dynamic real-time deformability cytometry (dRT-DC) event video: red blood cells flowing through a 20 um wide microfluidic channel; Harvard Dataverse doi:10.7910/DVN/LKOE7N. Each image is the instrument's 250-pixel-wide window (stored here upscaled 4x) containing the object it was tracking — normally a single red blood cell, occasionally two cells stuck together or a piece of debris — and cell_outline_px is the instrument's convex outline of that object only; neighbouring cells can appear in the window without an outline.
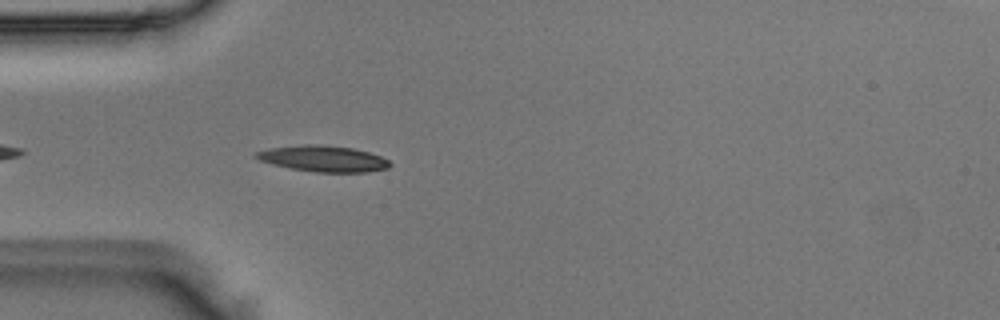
{"species": "Egyptian fruit bat (a non-hibernating species)", "species_latin": "Rousettus aegyptiacus", "temperature_condition": "room temperature", "stored_images_in_passage": 19, "camera_frame_rate_fps": 3000, "um_per_image_px": 0.085, "animal": {"sex": "male"}, "frame": {"image": 1, "passage_image": 3, "time_ms": 0.667, "image_size_px": [1000, 320], "cell_outline_px": [[392, 164], [388, 168], [368, 172], [316, 172], [288, 168], [272, 164], [260, 160], [256, 156], [256, 152], [268, 148], [304, 144], [316, 144], [352, 148], [368, 152], [380, 156], [388, 160]], "centroid_in_image_um": [27.48, 13.49], "position_along_channel_um": 57.5, "area_um2": 20.23}}
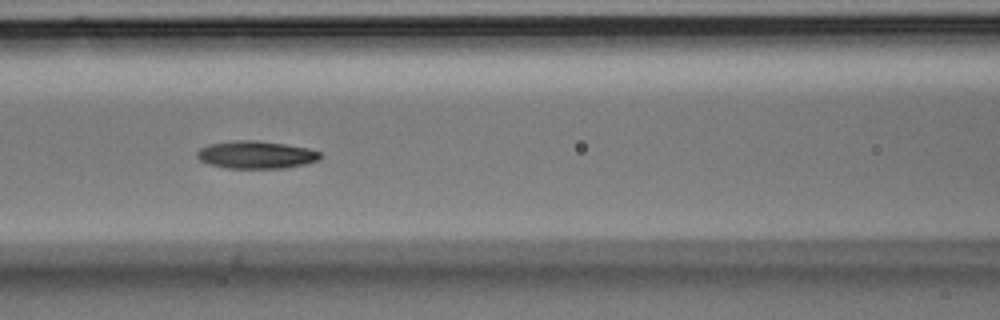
{"frame": {"image": 2, "passage_image": 10, "time_ms": 3.0, "image_size_px": [1000, 320], "cell_outline_px": [[320, 160], [304, 164], [284, 168], [228, 168], [208, 164], [200, 160], [196, 156], [196, 152], [200, 148], [212, 144], [232, 140], [256, 140], [284, 144], [308, 148], [320, 152]], "centroid_in_image_um": [21.75, 13.15], "position_along_channel_um": 144.8, "area_um2": 19.77}}
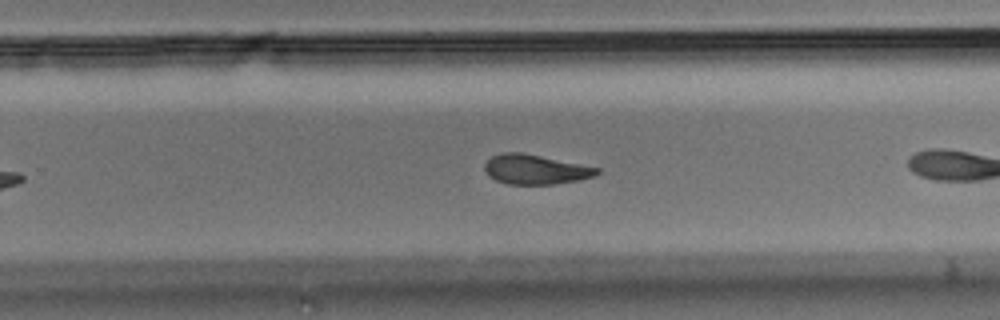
{"frame": {"image": 3, "passage_image": 18, "time_ms": 5.667, "image_size_px": [1000, 320], "cell_outline_px": [[600, 172], [596, 176], [580, 180], [552, 184], [508, 184], [496, 180], [488, 176], [484, 168], [484, 164], [492, 156], [500, 152], [520, 152], [600, 168]], "centroid_in_image_um": [45.5, 14.4], "position_along_channel_um": 284.3, "area_um2": 19.36}}